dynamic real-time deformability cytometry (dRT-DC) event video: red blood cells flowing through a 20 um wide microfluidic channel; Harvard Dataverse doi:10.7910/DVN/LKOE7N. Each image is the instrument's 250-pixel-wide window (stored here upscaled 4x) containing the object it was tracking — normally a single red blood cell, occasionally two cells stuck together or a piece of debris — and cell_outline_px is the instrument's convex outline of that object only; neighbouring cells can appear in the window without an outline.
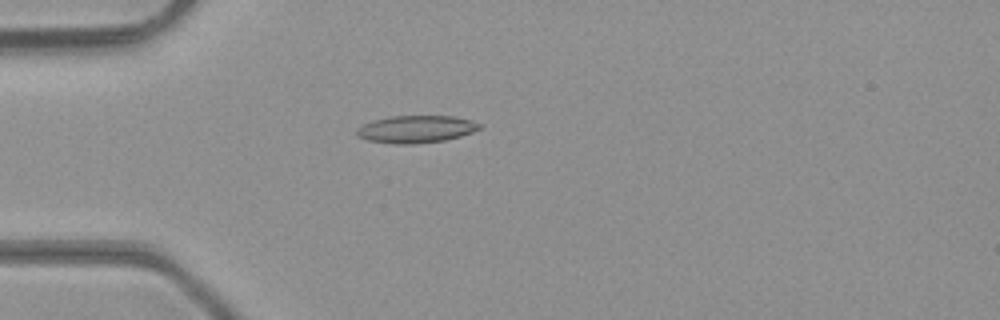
{"species": "common noctule bat (a hibernating species)", "species_latin": "Nyctalus noctula", "temperature_condition": "room temperature", "stored_images_in_passage": 38, "camera_frame_rate_fps": 3000, "um_per_image_px": 0.085, "animal": {"sex": "male", "body_mass_g": 23.1, "forearm_length_mm": 52.7}, "frame": {"image": 1, "passage_image": 4, "time_ms": 1.0, "image_size_px": [1000, 320], "cell_outline_px": [[484, 128], [460, 136], [444, 140], [412, 144], [392, 144], [368, 140], [356, 136], [356, 128], [372, 120], [392, 116], [452, 116], [472, 120], [480, 124]], "centroid_in_image_um": [35.35, 10.98], "position_along_channel_um": 49.6, "area_um2": 19.65}}
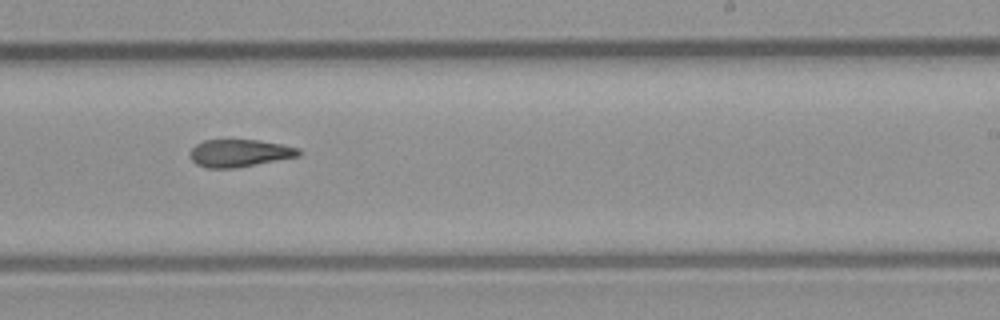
{"frame": {"image": 2, "passage_image": 20, "time_ms": 6.333, "image_size_px": [1000, 320], "cell_outline_px": [[304, 152], [300, 156], [236, 168], [208, 168], [196, 164], [192, 160], [192, 148], [196, 144], [204, 140], [260, 140], [300, 148]], "centroid_in_image_um": [20.42, 13.01], "position_along_channel_um": 268.6, "area_um2": 17.4}}
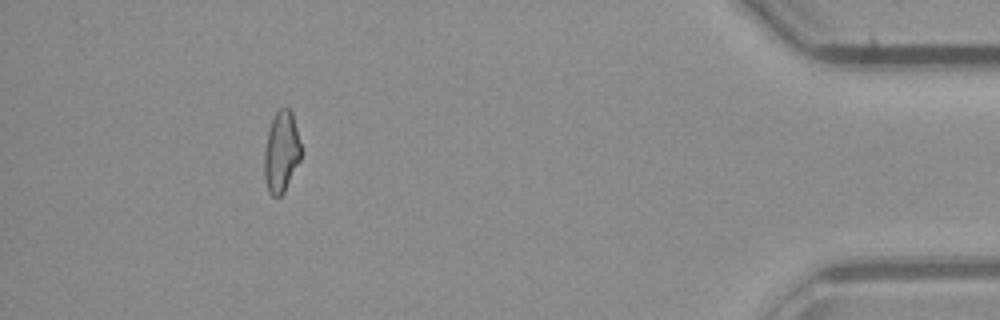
{"frame": {"image": 3, "passage_image": 34, "time_ms": 11.0, "image_size_px": [1000, 320], "cell_outline_px": [[300, 160], [284, 192], [280, 196], [272, 196], [268, 192], [264, 180], [264, 148], [268, 132], [272, 120], [276, 112], [280, 108], [288, 108], [292, 112], [300, 144]], "centroid_in_image_um": [23.89, 12.94], "position_along_channel_um": 411.3, "area_um2": 17.22}, "authors_computed_cell_mechanics": {"area_um2": 18.0336, "velocity_mm_per_s": 4.3473, "shape_relaxation_time_tau1_ms": null, "shape_relaxation_time_tau2_ms": 7.2254, "deformation_change_tau1": null, "deformation_change_tau2": 0.1877}}